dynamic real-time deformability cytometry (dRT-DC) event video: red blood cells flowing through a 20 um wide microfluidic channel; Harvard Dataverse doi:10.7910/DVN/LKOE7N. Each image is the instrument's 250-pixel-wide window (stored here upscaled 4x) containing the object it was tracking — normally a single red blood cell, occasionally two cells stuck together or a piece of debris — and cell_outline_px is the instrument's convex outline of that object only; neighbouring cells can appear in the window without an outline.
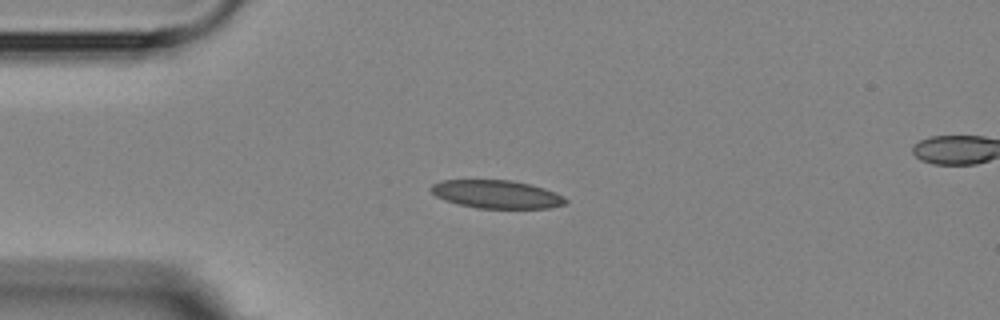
{"species": "Egyptian fruit bat (a non-hibernating species)", "species_latin": "Rousettus aegyptiacus", "temperature_condition": "room temperature", "stored_images_in_passage": 5, "camera_frame_rate_fps": 3000, "um_per_image_px": 0.085, "animal": {"sex": "female"}, "frame": {"image": 1, "passage_image": 3, "time_ms": 2.333, "image_size_px": [1000, 320], "cell_outline_px": [[568, 200], [564, 204], [548, 208], [476, 208], [456, 204], [444, 200], [436, 196], [428, 188], [432, 184], [440, 180], [512, 180], [532, 184], [556, 192], [564, 196]], "centroid_in_image_um": [42.19, 16.5], "position_along_channel_um": 42.8, "area_um2": 22.31}}
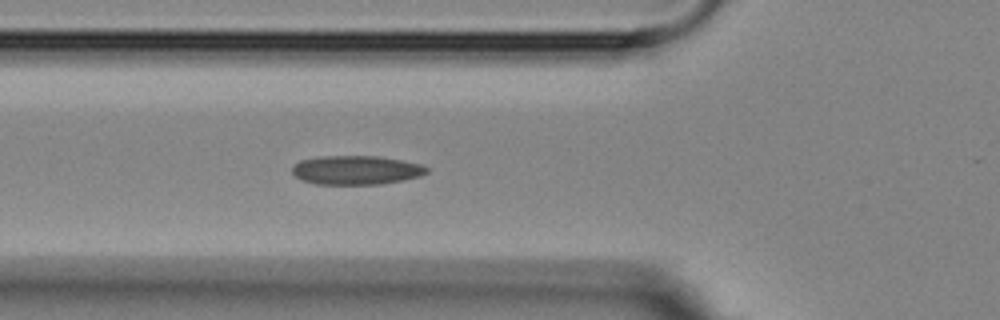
{"frame": {"image": 2, "passage_image": 5, "time_ms": 4.333, "image_size_px": [1000, 320], "cell_outline_px": [[428, 172], [420, 176], [380, 184], [316, 184], [300, 180], [292, 172], [292, 164], [300, 160], [320, 156], [376, 156], [400, 160], [420, 164], [428, 168]], "centroid_in_image_um": [30.21, 14.45], "position_along_channel_um": 95.6, "area_um2": 22.66}}